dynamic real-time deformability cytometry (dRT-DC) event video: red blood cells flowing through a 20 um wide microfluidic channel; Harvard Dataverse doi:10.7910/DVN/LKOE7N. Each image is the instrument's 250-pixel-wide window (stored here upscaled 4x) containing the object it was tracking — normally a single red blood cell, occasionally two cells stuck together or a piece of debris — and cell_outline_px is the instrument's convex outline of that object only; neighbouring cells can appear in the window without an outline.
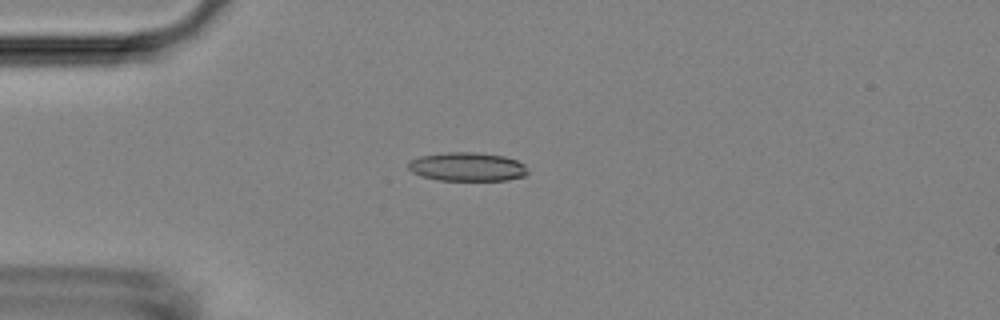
{"species": "Egyptian fruit bat (a non-hibernating species)", "species_latin": "Rousettus aegyptiacus", "temperature_condition": "room temperature", "stored_images_in_passage": 53, "camera_frame_rate_fps": 3000, "um_per_image_px": 0.085, "animal": {"sex": "female"}, "frame": {"image": 1, "passage_image": 14, "time_ms": 4.333, "image_size_px": [1000, 320], "cell_outline_px": [[528, 172], [524, 176], [508, 180], [436, 180], [420, 176], [412, 172], [408, 168], [408, 164], [412, 160], [420, 156], [448, 152], [476, 152], [504, 156], [516, 160], [524, 164]], "centroid_in_image_um": [39.71, 14.18], "position_along_channel_um": 45.3, "area_um2": 20.0}}
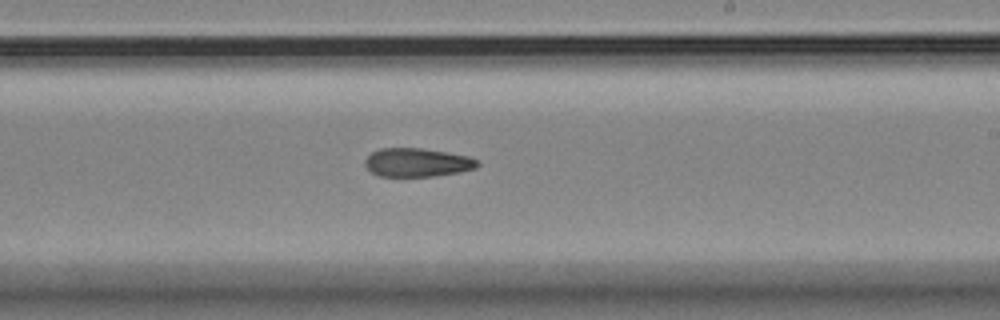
{"frame": {"image": 2, "passage_image": 32, "time_ms": 10.333, "image_size_px": [1000, 320], "cell_outline_px": [[480, 164], [476, 168], [460, 172], [436, 176], [380, 176], [372, 172], [364, 164], [364, 160], [372, 152], [380, 148], [420, 148], [448, 152], [468, 156], [476, 160]], "centroid_in_image_um": [35.47, 13.81], "position_along_channel_um": 253.5, "area_um2": 18.73}}
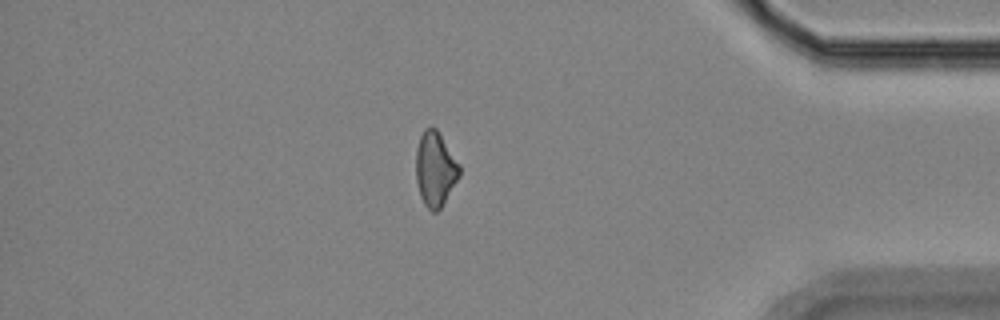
{"frame": {"image": 3, "passage_image": 46, "time_ms": 15.0, "image_size_px": [1000, 320], "cell_outline_px": [[460, 176], [440, 208], [436, 212], [432, 212], [424, 204], [420, 196], [416, 180], [416, 148], [420, 136], [424, 128], [432, 124], [436, 128], [460, 164]], "centroid_in_image_um": [36.98, 14.33], "position_along_channel_um": 398.2, "area_um2": 19.02}}